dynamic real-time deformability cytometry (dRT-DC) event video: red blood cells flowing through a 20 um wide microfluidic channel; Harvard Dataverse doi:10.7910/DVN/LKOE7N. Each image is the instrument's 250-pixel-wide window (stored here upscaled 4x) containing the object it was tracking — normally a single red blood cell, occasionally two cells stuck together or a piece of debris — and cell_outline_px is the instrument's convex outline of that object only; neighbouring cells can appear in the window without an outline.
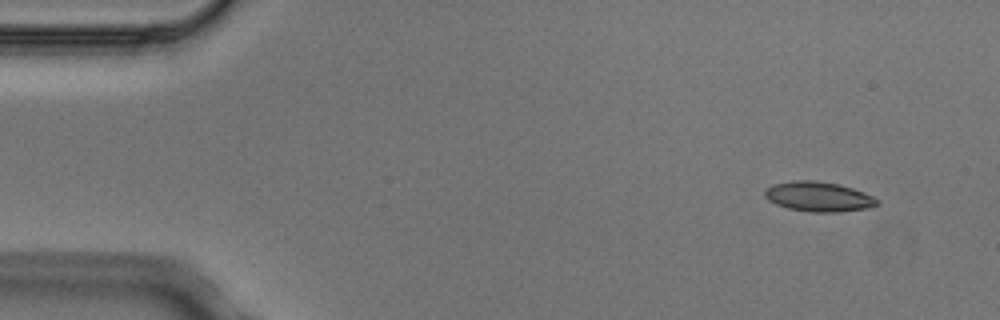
{"species": "Egyptian fruit bat (a non-hibernating species)", "species_latin": "Rousettus aegyptiacus", "temperature_condition": "cold", "stored_images_in_passage": 5, "camera_frame_rate_fps": 3000, "um_per_image_px": 0.085, "animal": {"sex": "male"}, "frame": {"image": 1, "passage_image": 2, "time_ms": 0.333, "image_size_px": [1000, 320], "cell_outline_px": [[880, 204], [872, 208], [836, 212], [812, 212], [788, 208], [776, 204], [768, 200], [764, 196], [764, 192], [772, 184], [792, 180], [816, 180], [836, 184], [852, 188], [864, 192], [880, 200]], "centroid_in_image_um": [69.6, 16.72], "position_along_channel_um": 15.4, "area_um2": 19.65}}
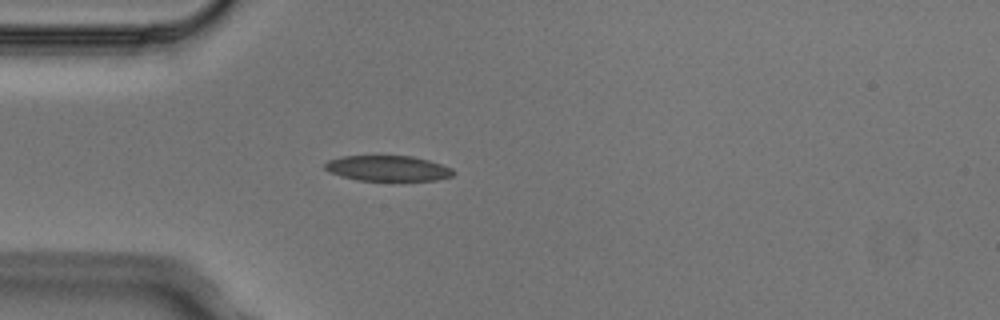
{"frame": {"image": 2, "passage_image": 5, "time_ms": 1.333, "image_size_px": [1000, 320], "cell_outline_px": [[456, 172], [452, 176], [436, 180], [356, 180], [340, 176], [328, 172], [324, 168], [324, 164], [328, 160], [340, 156], [412, 156], [428, 160], [452, 168]], "centroid_in_image_um": [32.93, 14.3], "position_along_channel_um": 52.1, "area_um2": 19.07}}